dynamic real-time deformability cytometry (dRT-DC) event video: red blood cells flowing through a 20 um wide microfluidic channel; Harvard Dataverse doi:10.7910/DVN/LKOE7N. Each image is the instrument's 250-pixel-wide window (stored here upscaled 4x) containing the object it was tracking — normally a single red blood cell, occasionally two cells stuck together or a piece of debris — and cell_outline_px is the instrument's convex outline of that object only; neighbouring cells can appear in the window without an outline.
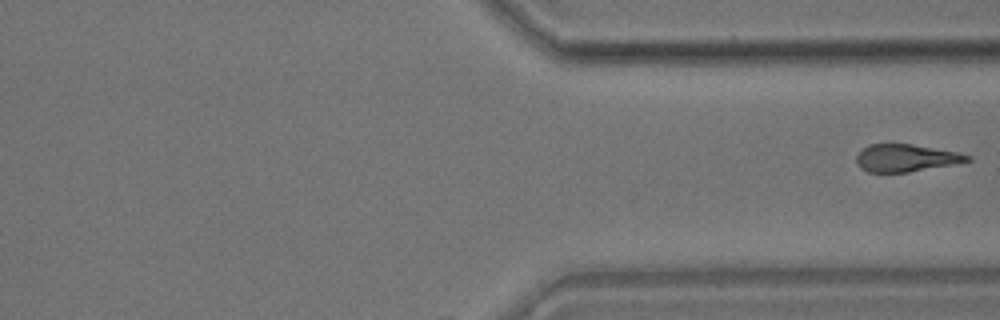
{"species": "common noctule bat (a hibernating species)", "species_latin": "Nyctalus noctula", "temperature_condition": "room temperature", "stored_images_in_passage": 31, "camera_frame_rate_fps": 3000, "um_per_image_px": 0.085, "animal": {"sex": "male", "body_mass_g": 17.9}, "frame": {"image": 1, "passage_image": 31, "time_ms": 10.0, "image_size_px": [1000, 320], "cell_outline_px": [[972, 160], [952, 164], [908, 172], [868, 172], [860, 168], [856, 164], [856, 156], [868, 144], [912, 144], [960, 152], [972, 156]], "centroid_in_image_um": [77.0, 13.42], "position_along_channel_um": 334.4, "area_um2": 17.69}}